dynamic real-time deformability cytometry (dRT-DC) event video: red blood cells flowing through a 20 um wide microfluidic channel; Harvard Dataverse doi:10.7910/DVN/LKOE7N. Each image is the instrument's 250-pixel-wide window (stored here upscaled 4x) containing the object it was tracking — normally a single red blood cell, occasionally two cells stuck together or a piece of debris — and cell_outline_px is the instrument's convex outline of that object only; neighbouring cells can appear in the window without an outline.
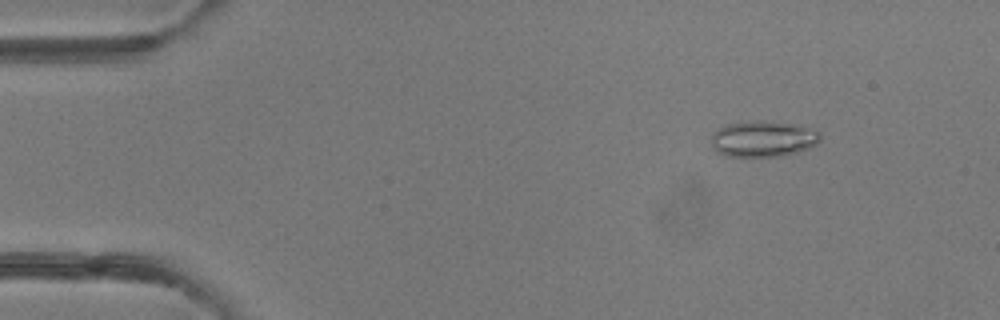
{"species": "common noctule bat (a hibernating species)", "species_latin": "Nyctalus noctula", "temperature_condition": "room temperature", "stored_images_in_passage": 49, "camera_frame_rate_fps": 3000, "um_per_image_px": 0.085, "animal": {"sex": "female"}, "frame": {"image": 1, "passage_image": 6, "time_ms": 1.667, "image_size_px": [1000, 320], "cell_outline_px": [[820, 140], [816, 144], [808, 148], [796, 152], [780, 156], [724, 156], [716, 152], [712, 144], [712, 132], [716, 128], [728, 124], [752, 120], [764, 120], [800, 124], [820, 132]], "centroid_in_image_um": [64.85, 11.78], "position_along_channel_um": 20.1, "area_um2": 23.18}}
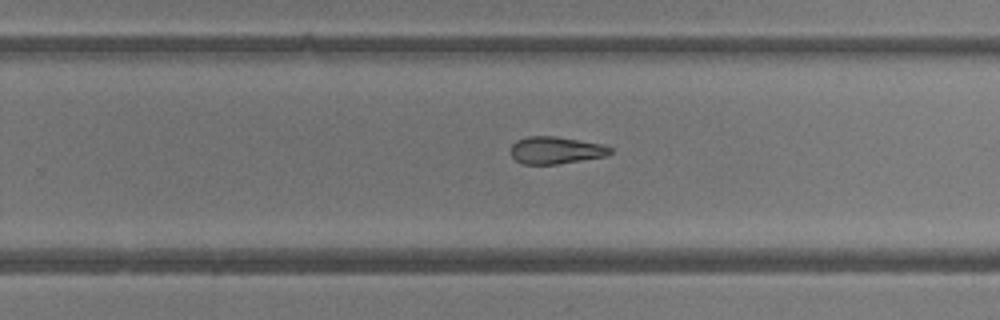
{"frame": {"image": 2, "passage_image": 31, "time_ms": 10.0, "image_size_px": [1000, 320], "cell_outline_px": [[612, 152], [604, 156], [556, 164], [524, 164], [516, 160], [508, 152], [512, 144], [516, 140], [528, 136], [556, 136], [604, 144], [612, 148]], "centroid_in_image_um": [47.2, 12.75], "position_along_channel_um": 282.6, "area_um2": 15.84}}
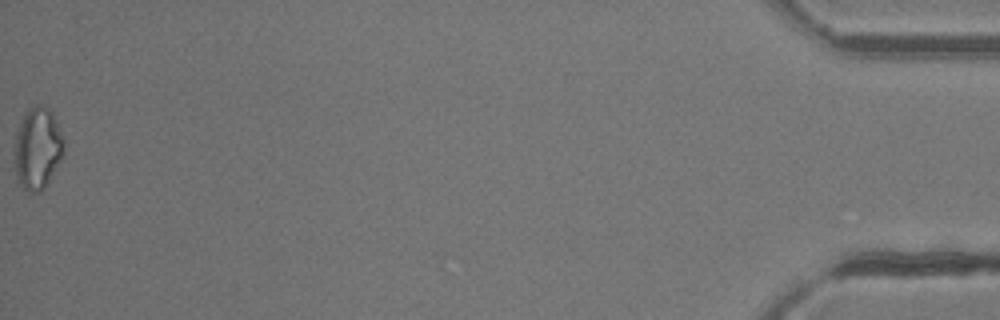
{"frame": {"image": 3, "passage_image": 49, "time_ms": 16.0, "image_size_px": [1000, 320], "cell_outline_px": [[64, 152], [44, 188], [40, 192], [28, 192], [16, 180], [16, 136], [24, 112], [28, 108], [36, 104], [40, 104], [48, 108], [52, 112], [64, 136]], "centroid_in_image_um": [3.21, 12.57], "position_along_channel_um": 432.0, "area_um2": 23.29}, "authors_computed_cell_mechanics": {"area_um2": 18.6694, "velocity_mm_per_s": 4.2363, "shape_relaxation_time_tau1_ms": null, "shape_relaxation_time_tau2_ms": 10.2818, "deformation_change_tau1": null, "deformation_change_tau2": 0.2333}}